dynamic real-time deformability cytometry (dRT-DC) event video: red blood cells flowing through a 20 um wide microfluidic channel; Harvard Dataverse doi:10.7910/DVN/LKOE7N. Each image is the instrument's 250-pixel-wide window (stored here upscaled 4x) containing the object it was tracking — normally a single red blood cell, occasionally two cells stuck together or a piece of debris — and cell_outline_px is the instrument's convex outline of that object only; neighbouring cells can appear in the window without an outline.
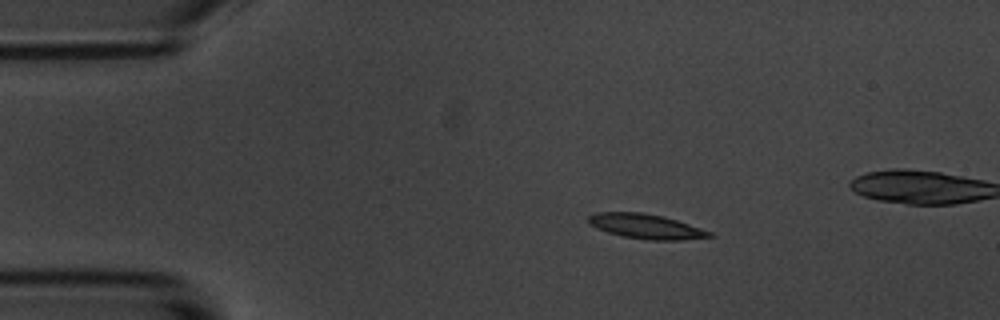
{"species": "common noctule bat (a hibernating species)", "species_latin": "Nyctalus noctula", "temperature_condition": "room temperature", "stored_images_in_passage": 4, "camera_frame_rate_fps": 3000, "um_per_image_px": 0.085, "animal": {"sex": "male", "body_mass_g": 20.1, "forearm_length_mm": 53.5}, "frame": {"image": 1, "passage_image": 2, "time_ms": 1.333, "image_size_px": [1000, 320], "cell_outline_px": [[716, 236], [684, 240], [648, 240], [620, 236], [596, 228], [588, 224], [588, 216], [596, 212], [640, 212], [664, 216], [712, 232]], "centroid_in_image_um": [54.89, 19.25], "position_along_channel_um": 30.1, "area_um2": 17.57}}